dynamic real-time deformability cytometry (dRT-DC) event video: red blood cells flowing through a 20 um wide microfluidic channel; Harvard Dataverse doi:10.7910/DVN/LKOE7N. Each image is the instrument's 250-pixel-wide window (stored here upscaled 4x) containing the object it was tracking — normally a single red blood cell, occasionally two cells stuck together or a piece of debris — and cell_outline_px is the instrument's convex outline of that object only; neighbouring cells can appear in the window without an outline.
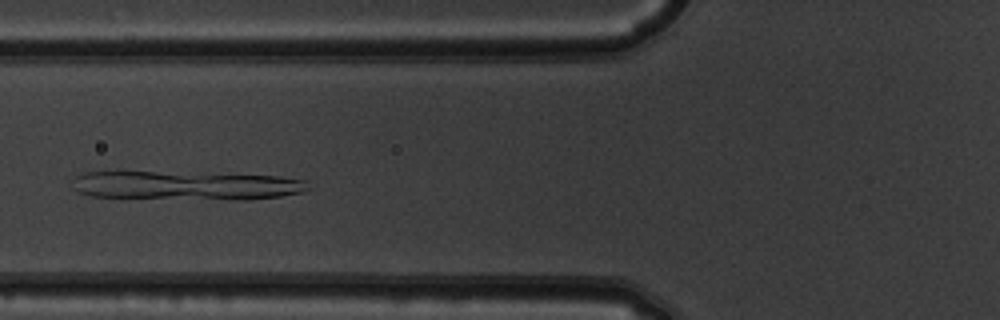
{"species": "common noctule bat (a hibernating species)", "species_latin": "Nyctalus noctula", "temperature_condition": "warm", "stored_images_in_passage": 39, "camera_frame_rate_fps": 3000, "um_per_image_px": 0.085, "animal": {"sex": "male", "body_mass_g": 19.5, "forearm_length_mm": 54.6}, "frame": {"image": 1, "passage_image": 7, "time_ms": 2.0, "image_size_px": [1000, 320], "cell_outline_px": [[308, 188], [304, 192], [280, 196], [248, 200], [236, 200], [92, 196], [76, 192], [72, 188], [72, 180], [76, 176], [84, 172], [116, 168], [276, 176], [308, 180]], "centroid_in_image_um": [15.66, 15.71], "position_along_channel_um": 110.1, "area_um2": 41.67}}
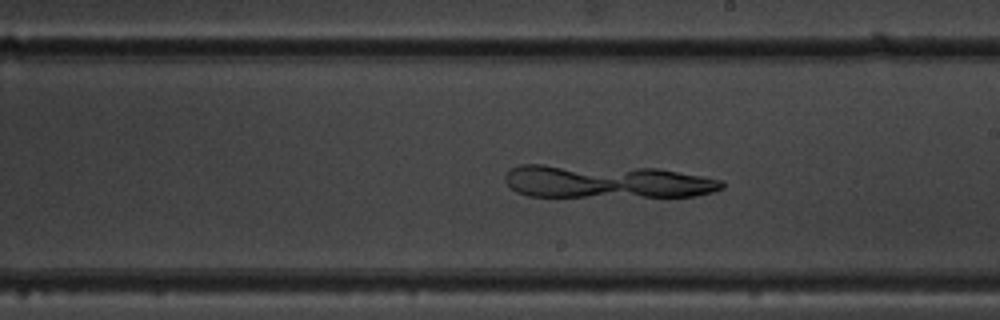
{"frame": {"image": 2, "passage_image": 17, "time_ms": 5.333, "image_size_px": [1000, 320], "cell_outline_px": [[724, 188], [712, 192], [696, 196], [528, 196], [516, 192], [504, 180], [504, 176], [508, 168], [520, 164], [544, 164], [656, 168], [724, 180]], "centroid_in_image_um": [51.5, 15.42], "position_along_channel_um": 237.5, "area_um2": 42.14}}
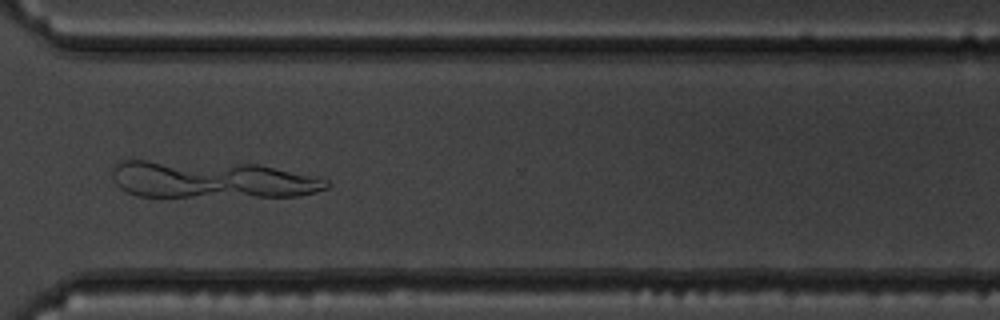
{"frame": {"image": 3, "passage_image": 26, "time_ms": 8.333, "image_size_px": [1000, 320], "cell_outline_px": [[332, 184], [328, 188], [316, 192], [300, 196], [136, 196], [120, 188], [116, 184], [112, 176], [112, 168], [120, 160], [148, 160], [256, 164], [320, 176], [328, 180]], "centroid_in_image_um": [18.03, 15.26], "position_along_channel_um": 352.6, "area_um2": 46.88}}